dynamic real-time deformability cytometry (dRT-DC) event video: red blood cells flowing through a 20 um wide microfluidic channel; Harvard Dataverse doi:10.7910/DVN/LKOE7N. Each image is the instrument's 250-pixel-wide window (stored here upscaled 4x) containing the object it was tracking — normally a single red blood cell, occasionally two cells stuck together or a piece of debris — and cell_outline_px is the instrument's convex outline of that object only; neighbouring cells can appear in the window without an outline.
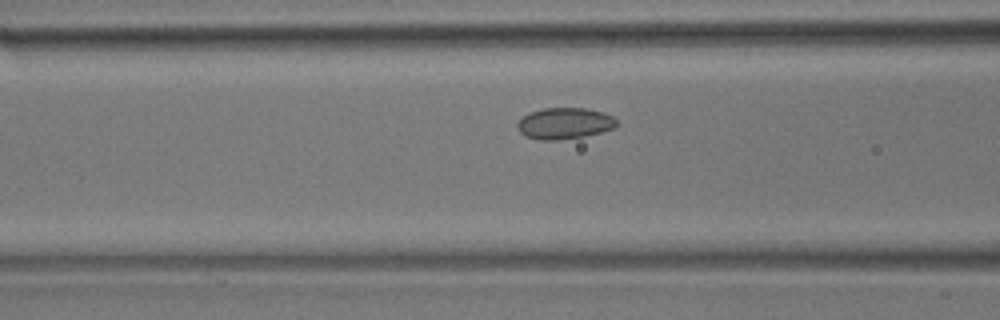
{"species": "common noctule bat (a hibernating species)", "species_latin": "Nyctalus noctula", "temperature_condition": "room temperature", "stored_images_in_passage": 35, "camera_frame_rate_fps": 3000, "um_per_image_px": 0.085, "animal": {"sex": "male", "body_mass_g": 17.9}, "frame": {"image": 1, "passage_image": 11, "time_ms": 3.333, "image_size_px": [1000, 320], "cell_outline_px": [[620, 124], [616, 128], [584, 136], [560, 140], [540, 140], [528, 136], [520, 132], [516, 128], [516, 124], [528, 112], [544, 108], [584, 108], [604, 112], [612, 116]], "centroid_in_image_um": [48.01, 10.48], "position_along_channel_um": 118.6, "area_um2": 18.21}}
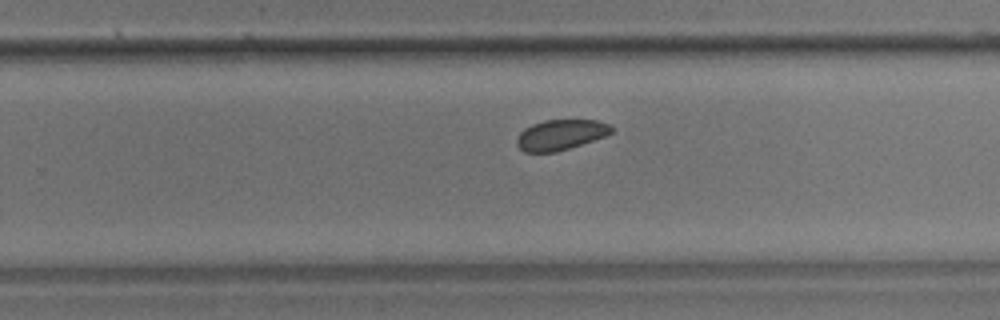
{"frame": {"image": 2, "passage_image": 23, "time_ms": 7.333, "image_size_px": [1000, 320], "cell_outline_px": [[612, 132], [608, 136], [556, 152], [524, 152], [516, 144], [516, 140], [520, 132], [524, 128], [532, 124], [544, 120], [596, 120], [608, 124], [612, 128]], "centroid_in_image_um": [47.65, 11.46], "position_along_channel_um": 282.2, "area_um2": 16.82}}
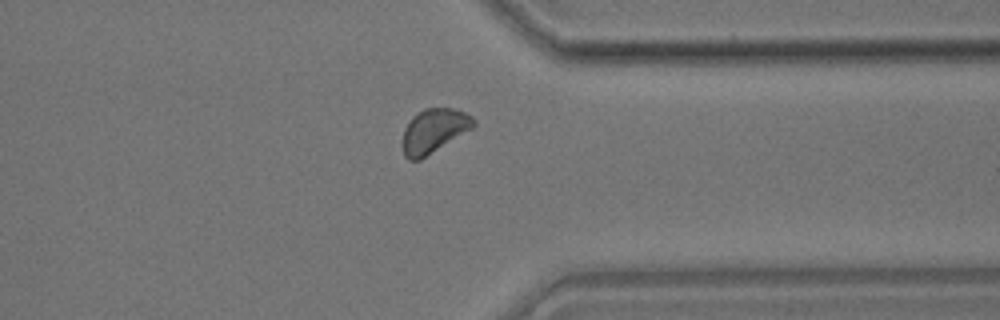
{"frame": {"image": 3, "passage_image": 30, "time_ms": 9.667, "image_size_px": [1000, 320], "cell_outline_px": [[476, 124], [472, 128], [420, 160], [408, 160], [404, 156], [400, 144], [404, 128], [408, 120], [412, 116], [424, 108], [456, 108], [472, 116], [476, 120]], "centroid_in_image_um": [36.83, 11.12], "position_along_channel_um": 374.6, "area_um2": 18.55}}